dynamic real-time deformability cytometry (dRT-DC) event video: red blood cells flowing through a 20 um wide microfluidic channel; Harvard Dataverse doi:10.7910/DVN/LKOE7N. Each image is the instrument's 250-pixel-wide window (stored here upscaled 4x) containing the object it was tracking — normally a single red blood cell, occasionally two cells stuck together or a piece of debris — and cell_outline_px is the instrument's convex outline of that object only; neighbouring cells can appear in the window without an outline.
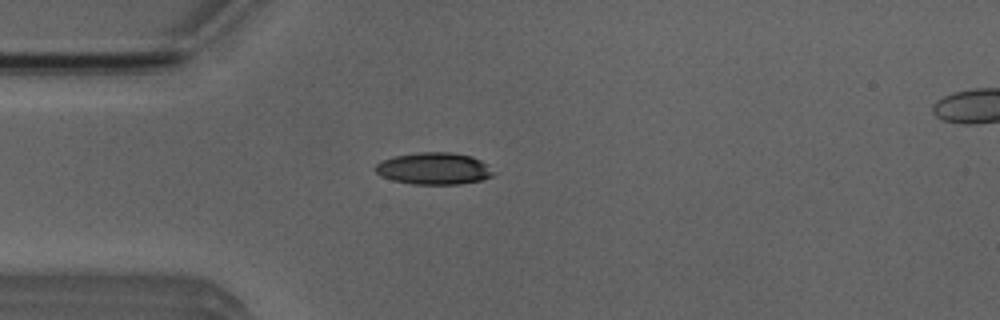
{"species": "Egyptian fruit bat (a non-hibernating species)", "species_latin": "Rousettus aegyptiacus", "temperature_condition": "room temperature", "stored_images_in_passage": 2, "camera_frame_rate_fps": 3000, "um_per_image_px": 0.085, "animal": {"sex": "male"}, "frame": {"image": 1, "passage_image": 1, "time_ms": 0.0, "image_size_px": [1000, 320], "cell_outline_px": [[496, 172], [492, 176], [484, 180], [460, 184], [412, 184], [392, 180], [380, 176], [376, 172], [376, 164], [392, 156], [420, 152], [452, 152], [472, 156], [480, 160]], "centroid_in_image_um": [36.91, 14.33], "position_along_channel_um": 48.1, "area_um2": 22.08}}